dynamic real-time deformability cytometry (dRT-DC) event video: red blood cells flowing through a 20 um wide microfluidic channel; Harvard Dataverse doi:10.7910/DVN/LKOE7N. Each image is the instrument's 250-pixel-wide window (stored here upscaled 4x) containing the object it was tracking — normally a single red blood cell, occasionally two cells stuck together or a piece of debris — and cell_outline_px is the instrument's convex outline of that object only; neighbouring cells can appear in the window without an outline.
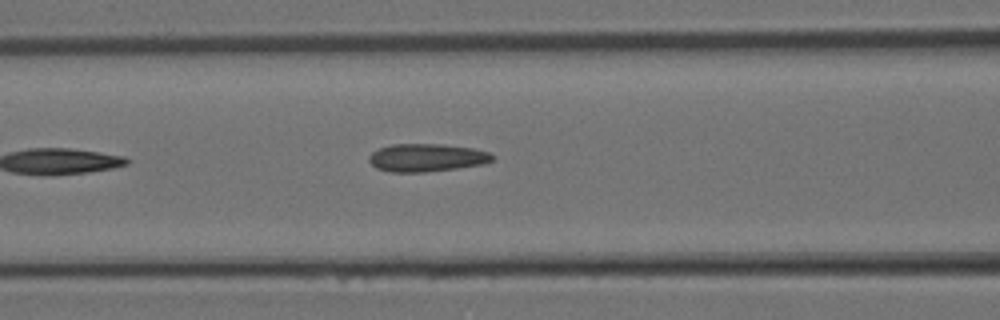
{"species": "Egyptian fruit bat (a non-hibernating species)", "species_latin": "Rousettus aegyptiacus", "temperature_condition": "room temperature", "stored_images_in_passage": 12, "camera_frame_rate_fps": 3000, "um_per_image_px": 0.085, "animal": {"sex": "female"}, "frame": {"image": 1, "passage_image": 12, "time_ms": 3.667, "image_size_px": [1000, 320], "cell_outline_px": [[496, 156], [492, 160], [484, 164], [456, 168], [424, 172], [388, 172], [376, 168], [368, 160], [368, 156], [372, 152], [380, 148], [392, 144], [444, 144], [472, 148], [488, 152]], "centroid_in_image_um": [36.25, 13.4], "position_along_channel_um": 130.3, "area_um2": 20.11}}